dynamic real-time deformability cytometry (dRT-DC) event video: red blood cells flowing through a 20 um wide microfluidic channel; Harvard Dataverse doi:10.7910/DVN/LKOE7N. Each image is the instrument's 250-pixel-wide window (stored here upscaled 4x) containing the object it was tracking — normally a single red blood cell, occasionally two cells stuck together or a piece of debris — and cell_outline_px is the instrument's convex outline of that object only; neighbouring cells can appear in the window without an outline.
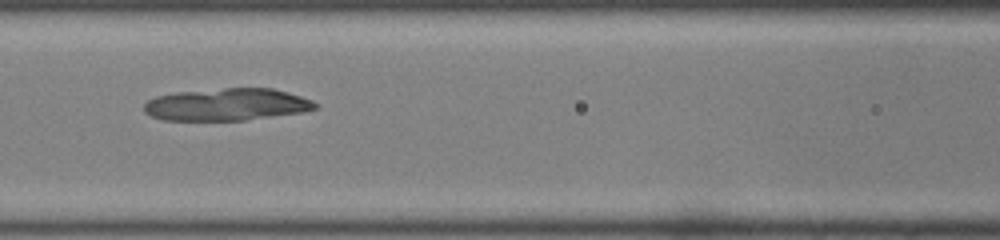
{"species": "common noctule bat (a hibernating species)", "species_latin": "Nyctalus noctula", "temperature_condition": "room temperature", "stored_images_in_passage": 35, "camera_frame_rate_fps": 3000, "um_per_image_px": 0.085, "animal": {"sex": "male", "body_mass_g": 19.0, "forearm_length_mm": 50.8}, "frame": {"image": 1, "passage_image": 9, "time_ms": 2.667, "image_size_px": [1000, 240], "cell_outline_px": [[320, 104], [316, 108], [304, 112], [244, 120], [164, 120], [152, 116], [144, 112], [144, 104], [148, 100], [156, 96], [176, 92], [224, 88], [272, 88], [288, 92], [312, 100]], "centroid_in_image_um": [19.3, 8.88], "position_along_channel_um": 147.3, "area_um2": 32.19}}
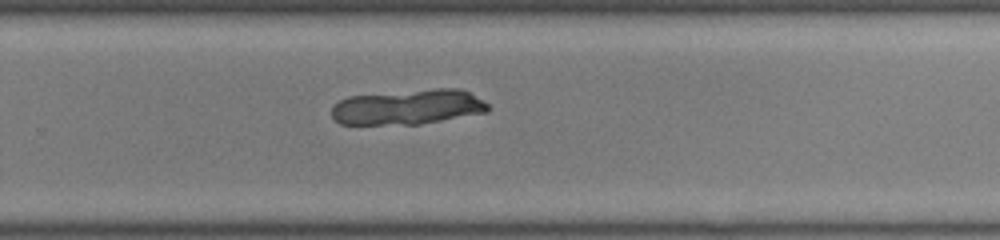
{"frame": {"image": 2, "passage_image": 20, "time_ms": 6.333, "image_size_px": [1000, 240], "cell_outline_px": [[488, 112], [420, 124], [340, 124], [332, 116], [332, 108], [340, 100], [348, 96], [436, 88], [456, 88], [468, 92], [484, 100], [488, 104]], "centroid_in_image_um": [34.7, 9.09], "position_along_channel_um": 295.1, "area_um2": 31.85}}
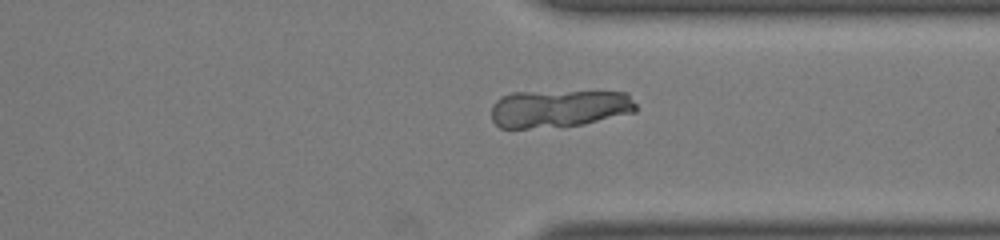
{"frame": {"image": 3, "passage_image": 25, "time_ms": 8.0, "image_size_px": [1000, 240], "cell_outline_px": [[636, 112], [584, 124], [528, 128], [500, 128], [492, 120], [492, 104], [500, 96], [512, 92], [628, 92], [636, 104]], "centroid_in_image_um": [47.51, 9.22], "position_along_channel_um": 363.9, "area_um2": 31.67}}